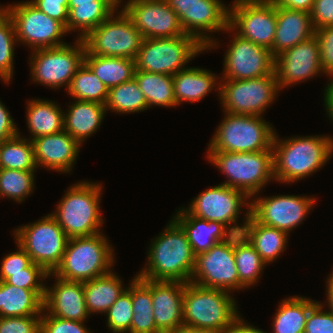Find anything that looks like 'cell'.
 I'll use <instances>...</instances> for the list:
<instances>
[{"label": "cell", "instance_id": "obj_26", "mask_svg": "<svg viewBox=\"0 0 333 333\" xmlns=\"http://www.w3.org/2000/svg\"><path fill=\"white\" fill-rule=\"evenodd\" d=\"M172 216L185 230L194 254L208 251L216 243L229 239L233 233L222 223L207 221L191 215L180 207Z\"/></svg>", "mask_w": 333, "mask_h": 333}, {"label": "cell", "instance_id": "obj_25", "mask_svg": "<svg viewBox=\"0 0 333 333\" xmlns=\"http://www.w3.org/2000/svg\"><path fill=\"white\" fill-rule=\"evenodd\" d=\"M277 24L273 47V57L315 35L310 13L276 6Z\"/></svg>", "mask_w": 333, "mask_h": 333}, {"label": "cell", "instance_id": "obj_11", "mask_svg": "<svg viewBox=\"0 0 333 333\" xmlns=\"http://www.w3.org/2000/svg\"><path fill=\"white\" fill-rule=\"evenodd\" d=\"M75 41L74 46L66 43L31 50L29 63L32 81L55 90L66 86L67 90L77 69L84 63V42L79 38Z\"/></svg>", "mask_w": 333, "mask_h": 333}, {"label": "cell", "instance_id": "obj_19", "mask_svg": "<svg viewBox=\"0 0 333 333\" xmlns=\"http://www.w3.org/2000/svg\"><path fill=\"white\" fill-rule=\"evenodd\" d=\"M233 35L225 52L221 80H248L274 73V57L269 49Z\"/></svg>", "mask_w": 333, "mask_h": 333}, {"label": "cell", "instance_id": "obj_7", "mask_svg": "<svg viewBox=\"0 0 333 333\" xmlns=\"http://www.w3.org/2000/svg\"><path fill=\"white\" fill-rule=\"evenodd\" d=\"M224 114L207 151L243 153L273 150L275 128L263 116Z\"/></svg>", "mask_w": 333, "mask_h": 333}, {"label": "cell", "instance_id": "obj_57", "mask_svg": "<svg viewBox=\"0 0 333 333\" xmlns=\"http://www.w3.org/2000/svg\"><path fill=\"white\" fill-rule=\"evenodd\" d=\"M324 105H325V110L331 120L330 122L333 121V80L327 84V86L324 88Z\"/></svg>", "mask_w": 333, "mask_h": 333}, {"label": "cell", "instance_id": "obj_51", "mask_svg": "<svg viewBox=\"0 0 333 333\" xmlns=\"http://www.w3.org/2000/svg\"><path fill=\"white\" fill-rule=\"evenodd\" d=\"M30 2L43 13L61 22L66 27L69 0H30Z\"/></svg>", "mask_w": 333, "mask_h": 333}, {"label": "cell", "instance_id": "obj_31", "mask_svg": "<svg viewBox=\"0 0 333 333\" xmlns=\"http://www.w3.org/2000/svg\"><path fill=\"white\" fill-rule=\"evenodd\" d=\"M27 127L32 137L51 135L64 130V112L54 101L35 99L27 104Z\"/></svg>", "mask_w": 333, "mask_h": 333}, {"label": "cell", "instance_id": "obj_32", "mask_svg": "<svg viewBox=\"0 0 333 333\" xmlns=\"http://www.w3.org/2000/svg\"><path fill=\"white\" fill-rule=\"evenodd\" d=\"M116 274L111 270L105 275L84 282L85 302L89 314H105L126 289L120 276Z\"/></svg>", "mask_w": 333, "mask_h": 333}, {"label": "cell", "instance_id": "obj_50", "mask_svg": "<svg viewBox=\"0 0 333 333\" xmlns=\"http://www.w3.org/2000/svg\"><path fill=\"white\" fill-rule=\"evenodd\" d=\"M17 251L5 255L2 259L0 273L24 272L33 262L26 251L16 242Z\"/></svg>", "mask_w": 333, "mask_h": 333}, {"label": "cell", "instance_id": "obj_27", "mask_svg": "<svg viewBox=\"0 0 333 333\" xmlns=\"http://www.w3.org/2000/svg\"><path fill=\"white\" fill-rule=\"evenodd\" d=\"M72 104V105H71ZM64 112V130L80 145L101 126L106 106L98 102L76 100Z\"/></svg>", "mask_w": 333, "mask_h": 333}, {"label": "cell", "instance_id": "obj_37", "mask_svg": "<svg viewBox=\"0 0 333 333\" xmlns=\"http://www.w3.org/2000/svg\"><path fill=\"white\" fill-rule=\"evenodd\" d=\"M234 255L239 277V290L257 283L267 265L242 234H234Z\"/></svg>", "mask_w": 333, "mask_h": 333}, {"label": "cell", "instance_id": "obj_18", "mask_svg": "<svg viewBox=\"0 0 333 333\" xmlns=\"http://www.w3.org/2000/svg\"><path fill=\"white\" fill-rule=\"evenodd\" d=\"M316 199L305 195L259 196L251 201L250 215L261 224L289 234L305 220Z\"/></svg>", "mask_w": 333, "mask_h": 333}, {"label": "cell", "instance_id": "obj_16", "mask_svg": "<svg viewBox=\"0 0 333 333\" xmlns=\"http://www.w3.org/2000/svg\"><path fill=\"white\" fill-rule=\"evenodd\" d=\"M229 5V27L225 32L234 31L240 37L271 50L277 24L274 3L234 0Z\"/></svg>", "mask_w": 333, "mask_h": 333}, {"label": "cell", "instance_id": "obj_61", "mask_svg": "<svg viewBox=\"0 0 333 333\" xmlns=\"http://www.w3.org/2000/svg\"><path fill=\"white\" fill-rule=\"evenodd\" d=\"M110 2H112L117 8H119L120 3L123 2L122 0H109Z\"/></svg>", "mask_w": 333, "mask_h": 333}, {"label": "cell", "instance_id": "obj_54", "mask_svg": "<svg viewBox=\"0 0 333 333\" xmlns=\"http://www.w3.org/2000/svg\"><path fill=\"white\" fill-rule=\"evenodd\" d=\"M10 115L7 107L0 100V143L19 134L17 125Z\"/></svg>", "mask_w": 333, "mask_h": 333}, {"label": "cell", "instance_id": "obj_12", "mask_svg": "<svg viewBox=\"0 0 333 333\" xmlns=\"http://www.w3.org/2000/svg\"><path fill=\"white\" fill-rule=\"evenodd\" d=\"M165 2L177 14L185 34L195 37L206 51L218 46V42L215 38H211L209 32H212L211 34L216 31L224 32L229 27V8L221 0H165Z\"/></svg>", "mask_w": 333, "mask_h": 333}, {"label": "cell", "instance_id": "obj_36", "mask_svg": "<svg viewBox=\"0 0 333 333\" xmlns=\"http://www.w3.org/2000/svg\"><path fill=\"white\" fill-rule=\"evenodd\" d=\"M136 79L149 109L152 106L176 107L173 76L135 70Z\"/></svg>", "mask_w": 333, "mask_h": 333}, {"label": "cell", "instance_id": "obj_14", "mask_svg": "<svg viewBox=\"0 0 333 333\" xmlns=\"http://www.w3.org/2000/svg\"><path fill=\"white\" fill-rule=\"evenodd\" d=\"M193 199L189 207L185 208L191 215L207 221L220 222L233 234L242 233L250 216L251 206V202L247 201L250 198L244 192L221 183L204 190ZM242 206L248 209L244 213L246 218L243 225H238Z\"/></svg>", "mask_w": 333, "mask_h": 333}, {"label": "cell", "instance_id": "obj_46", "mask_svg": "<svg viewBox=\"0 0 333 333\" xmlns=\"http://www.w3.org/2000/svg\"><path fill=\"white\" fill-rule=\"evenodd\" d=\"M41 315L0 317V333H40Z\"/></svg>", "mask_w": 333, "mask_h": 333}, {"label": "cell", "instance_id": "obj_43", "mask_svg": "<svg viewBox=\"0 0 333 333\" xmlns=\"http://www.w3.org/2000/svg\"><path fill=\"white\" fill-rule=\"evenodd\" d=\"M113 305L107 310V325L112 333H128L132 323V280Z\"/></svg>", "mask_w": 333, "mask_h": 333}, {"label": "cell", "instance_id": "obj_35", "mask_svg": "<svg viewBox=\"0 0 333 333\" xmlns=\"http://www.w3.org/2000/svg\"><path fill=\"white\" fill-rule=\"evenodd\" d=\"M118 8L110 1H94V4L68 7V33L78 31L77 37L83 39L90 31L103 23Z\"/></svg>", "mask_w": 333, "mask_h": 333}, {"label": "cell", "instance_id": "obj_59", "mask_svg": "<svg viewBox=\"0 0 333 333\" xmlns=\"http://www.w3.org/2000/svg\"><path fill=\"white\" fill-rule=\"evenodd\" d=\"M173 333H217V332L193 328V327L183 325Z\"/></svg>", "mask_w": 333, "mask_h": 333}, {"label": "cell", "instance_id": "obj_48", "mask_svg": "<svg viewBox=\"0 0 333 333\" xmlns=\"http://www.w3.org/2000/svg\"><path fill=\"white\" fill-rule=\"evenodd\" d=\"M319 43L321 68L333 80V25L315 30Z\"/></svg>", "mask_w": 333, "mask_h": 333}, {"label": "cell", "instance_id": "obj_63", "mask_svg": "<svg viewBox=\"0 0 333 333\" xmlns=\"http://www.w3.org/2000/svg\"><path fill=\"white\" fill-rule=\"evenodd\" d=\"M237 1H272V0H237Z\"/></svg>", "mask_w": 333, "mask_h": 333}, {"label": "cell", "instance_id": "obj_23", "mask_svg": "<svg viewBox=\"0 0 333 333\" xmlns=\"http://www.w3.org/2000/svg\"><path fill=\"white\" fill-rule=\"evenodd\" d=\"M55 284L46 286L43 310L51 316L85 322L90 315L85 302L84 282L63 280L52 273Z\"/></svg>", "mask_w": 333, "mask_h": 333}, {"label": "cell", "instance_id": "obj_6", "mask_svg": "<svg viewBox=\"0 0 333 333\" xmlns=\"http://www.w3.org/2000/svg\"><path fill=\"white\" fill-rule=\"evenodd\" d=\"M236 303L230 292L188 282L183 294V325L223 333L240 315Z\"/></svg>", "mask_w": 333, "mask_h": 333}, {"label": "cell", "instance_id": "obj_24", "mask_svg": "<svg viewBox=\"0 0 333 333\" xmlns=\"http://www.w3.org/2000/svg\"><path fill=\"white\" fill-rule=\"evenodd\" d=\"M34 159L39 166L58 173H71L81 145L65 130L32 140Z\"/></svg>", "mask_w": 333, "mask_h": 333}, {"label": "cell", "instance_id": "obj_1", "mask_svg": "<svg viewBox=\"0 0 333 333\" xmlns=\"http://www.w3.org/2000/svg\"><path fill=\"white\" fill-rule=\"evenodd\" d=\"M147 251V263L138 278L190 282L196 255L182 226L173 218Z\"/></svg>", "mask_w": 333, "mask_h": 333}, {"label": "cell", "instance_id": "obj_10", "mask_svg": "<svg viewBox=\"0 0 333 333\" xmlns=\"http://www.w3.org/2000/svg\"><path fill=\"white\" fill-rule=\"evenodd\" d=\"M41 218L14 229L13 235L34 264L52 273L61 262L69 237L51 214Z\"/></svg>", "mask_w": 333, "mask_h": 333}, {"label": "cell", "instance_id": "obj_29", "mask_svg": "<svg viewBox=\"0 0 333 333\" xmlns=\"http://www.w3.org/2000/svg\"><path fill=\"white\" fill-rule=\"evenodd\" d=\"M241 234L267 265L274 262L285 251L289 237L288 233L282 230L257 222L251 215Z\"/></svg>", "mask_w": 333, "mask_h": 333}, {"label": "cell", "instance_id": "obj_4", "mask_svg": "<svg viewBox=\"0 0 333 333\" xmlns=\"http://www.w3.org/2000/svg\"><path fill=\"white\" fill-rule=\"evenodd\" d=\"M114 256V250L103 232L72 237L52 274L67 281L86 282L109 273L116 262Z\"/></svg>", "mask_w": 333, "mask_h": 333}, {"label": "cell", "instance_id": "obj_17", "mask_svg": "<svg viewBox=\"0 0 333 333\" xmlns=\"http://www.w3.org/2000/svg\"><path fill=\"white\" fill-rule=\"evenodd\" d=\"M190 282L200 287L227 292L239 290V277L234 255V234L196 256ZM232 290V291H231Z\"/></svg>", "mask_w": 333, "mask_h": 333}, {"label": "cell", "instance_id": "obj_34", "mask_svg": "<svg viewBox=\"0 0 333 333\" xmlns=\"http://www.w3.org/2000/svg\"><path fill=\"white\" fill-rule=\"evenodd\" d=\"M84 63L108 89L134 78L135 62L122 57L84 54Z\"/></svg>", "mask_w": 333, "mask_h": 333}, {"label": "cell", "instance_id": "obj_2", "mask_svg": "<svg viewBox=\"0 0 333 333\" xmlns=\"http://www.w3.org/2000/svg\"><path fill=\"white\" fill-rule=\"evenodd\" d=\"M272 149L275 180L288 184L307 178L325 166L333 154V137L315 135L280 139L275 133Z\"/></svg>", "mask_w": 333, "mask_h": 333}, {"label": "cell", "instance_id": "obj_20", "mask_svg": "<svg viewBox=\"0 0 333 333\" xmlns=\"http://www.w3.org/2000/svg\"><path fill=\"white\" fill-rule=\"evenodd\" d=\"M126 2L121 9L141 32L144 39L185 35L177 14L165 0H128Z\"/></svg>", "mask_w": 333, "mask_h": 333}, {"label": "cell", "instance_id": "obj_38", "mask_svg": "<svg viewBox=\"0 0 333 333\" xmlns=\"http://www.w3.org/2000/svg\"><path fill=\"white\" fill-rule=\"evenodd\" d=\"M0 168L36 171L34 147L30 139L18 135L1 143Z\"/></svg>", "mask_w": 333, "mask_h": 333}, {"label": "cell", "instance_id": "obj_45", "mask_svg": "<svg viewBox=\"0 0 333 333\" xmlns=\"http://www.w3.org/2000/svg\"><path fill=\"white\" fill-rule=\"evenodd\" d=\"M40 333H92L84 322L51 316L44 310L40 320Z\"/></svg>", "mask_w": 333, "mask_h": 333}, {"label": "cell", "instance_id": "obj_55", "mask_svg": "<svg viewBox=\"0 0 333 333\" xmlns=\"http://www.w3.org/2000/svg\"><path fill=\"white\" fill-rule=\"evenodd\" d=\"M315 0H272L275 6L305 11L310 13Z\"/></svg>", "mask_w": 333, "mask_h": 333}, {"label": "cell", "instance_id": "obj_21", "mask_svg": "<svg viewBox=\"0 0 333 333\" xmlns=\"http://www.w3.org/2000/svg\"><path fill=\"white\" fill-rule=\"evenodd\" d=\"M274 73L280 90L323 74L316 36L274 57Z\"/></svg>", "mask_w": 333, "mask_h": 333}, {"label": "cell", "instance_id": "obj_8", "mask_svg": "<svg viewBox=\"0 0 333 333\" xmlns=\"http://www.w3.org/2000/svg\"><path fill=\"white\" fill-rule=\"evenodd\" d=\"M206 48L192 35L145 38L134 58L136 70L174 76Z\"/></svg>", "mask_w": 333, "mask_h": 333}, {"label": "cell", "instance_id": "obj_28", "mask_svg": "<svg viewBox=\"0 0 333 333\" xmlns=\"http://www.w3.org/2000/svg\"><path fill=\"white\" fill-rule=\"evenodd\" d=\"M215 75L210 70L199 67H188L177 72L173 76L176 105L178 106L184 101L190 103L200 101L215 89V86L220 91L218 76Z\"/></svg>", "mask_w": 333, "mask_h": 333}, {"label": "cell", "instance_id": "obj_42", "mask_svg": "<svg viewBox=\"0 0 333 333\" xmlns=\"http://www.w3.org/2000/svg\"><path fill=\"white\" fill-rule=\"evenodd\" d=\"M18 41L13 20L4 12L0 16V80L9 84L14 71V45Z\"/></svg>", "mask_w": 333, "mask_h": 333}, {"label": "cell", "instance_id": "obj_33", "mask_svg": "<svg viewBox=\"0 0 333 333\" xmlns=\"http://www.w3.org/2000/svg\"><path fill=\"white\" fill-rule=\"evenodd\" d=\"M318 302L298 295L284 298L275 312L272 333H304L308 314Z\"/></svg>", "mask_w": 333, "mask_h": 333}, {"label": "cell", "instance_id": "obj_30", "mask_svg": "<svg viewBox=\"0 0 333 333\" xmlns=\"http://www.w3.org/2000/svg\"><path fill=\"white\" fill-rule=\"evenodd\" d=\"M45 292L0 281V317L42 315Z\"/></svg>", "mask_w": 333, "mask_h": 333}, {"label": "cell", "instance_id": "obj_41", "mask_svg": "<svg viewBox=\"0 0 333 333\" xmlns=\"http://www.w3.org/2000/svg\"><path fill=\"white\" fill-rule=\"evenodd\" d=\"M35 172L0 168V197L22 203L33 192Z\"/></svg>", "mask_w": 333, "mask_h": 333}, {"label": "cell", "instance_id": "obj_49", "mask_svg": "<svg viewBox=\"0 0 333 333\" xmlns=\"http://www.w3.org/2000/svg\"><path fill=\"white\" fill-rule=\"evenodd\" d=\"M132 312L153 313L151 290L136 275L132 279Z\"/></svg>", "mask_w": 333, "mask_h": 333}, {"label": "cell", "instance_id": "obj_58", "mask_svg": "<svg viewBox=\"0 0 333 333\" xmlns=\"http://www.w3.org/2000/svg\"><path fill=\"white\" fill-rule=\"evenodd\" d=\"M326 284V305H328L329 310L333 312V271L327 278Z\"/></svg>", "mask_w": 333, "mask_h": 333}, {"label": "cell", "instance_id": "obj_62", "mask_svg": "<svg viewBox=\"0 0 333 333\" xmlns=\"http://www.w3.org/2000/svg\"><path fill=\"white\" fill-rule=\"evenodd\" d=\"M5 12V6H0V16Z\"/></svg>", "mask_w": 333, "mask_h": 333}, {"label": "cell", "instance_id": "obj_22", "mask_svg": "<svg viewBox=\"0 0 333 333\" xmlns=\"http://www.w3.org/2000/svg\"><path fill=\"white\" fill-rule=\"evenodd\" d=\"M150 290L155 325L161 333H173L183 326V294L181 281L139 278Z\"/></svg>", "mask_w": 333, "mask_h": 333}, {"label": "cell", "instance_id": "obj_3", "mask_svg": "<svg viewBox=\"0 0 333 333\" xmlns=\"http://www.w3.org/2000/svg\"><path fill=\"white\" fill-rule=\"evenodd\" d=\"M72 185L50 214L69 238L102 232L104 222L99 204L103 186L83 180Z\"/></svg>", "mask_w": 333, "mask_h": 333}, {"label": "cell", "instance_id": "obj_13", "mask_svg": "<svg viewBox=\"0 0 333 333\" xmlns=\"http://www.w3.org/2000/svg\"><path fill=\"white\" fill-rule=\"evenodd\" d=\"M219 81L220 104L223 112L231 114L262 116L280 91L275 73L248 80Z\"/></svg>", "mask_w": 333, "mask_h": 333}, {"label": "cell", "instance_id": "obj_56", "mask_svg": "<svg viewBox=\"0 0 333 333\" xmlns=\"http://www.w3.org/2000/svg\"><path fill=\"white\" fill-rule=\"evenodd\" d=\"M223 333H267L256 326L249 325L240 315Z\"/></svg>", "mask_w": 333, "mask_h": 333}, {"label": "cell", "instance_id": "obj_39", "mask_svg": "<svg viewBox=\"0 0 333 333\" xmlns=\"http://www.w3.org/2000/svg\"><path fill=\"white\" fill-rule=\"evenodd\" d=\"M66 91L74 100L98 102L104 105L109 95V89L85 63L77 69Z\"/></svg>", "mask_w": 333, "mask_h": 333}, {"label": "cell", "instance_id": "obj_15", "mask_svg": "<svg viewBox=\"0 0 333 333\" xmlns=\"http://www.w3.org/2000/svg\"><path fill=\"white\" fill-rule=\"evenodd\" d=\"M5 12L13 20L18 43H23L32 50L66 44L61 39L68 33L66 27L43 13L29 0L5 6Z\"/></svg>", "mask_w": 333, "mask_h": 333}, {"label": "cell", "instance_id": "obj_52", "mask_svg": "<svg viewBox=\"0 0 333 333\" xmlns=\"http://www.w3.org/2000/svg\"><path fill=\"white\" fill-rule=\"evenodd\" d=\"M310 15L315 30L333 25V0H315Z\"/></svg>", "mask_w": 333, "mask_h": 333}, {"label": "cell", "instance_id": "obj_47", "mask_svg": "<svg viewBox=\"0 0 333 333\" xmlns=\"http://www.w3.org/2000/svg\"><path fill=\"white\" fill-rule=\"evenodd\" d=\"M318 302L309 312L304 333H333V312Z\"/></svg>", "mask_w": 333, "mask_h": 333}, {"label": "cell", "instance_id": "obj_53", "mask_svg": "<svg viewBox=\"0 0 333 333\" xmlns=\"http://www.w3.org/2000/svg\"><path fill=\"white\" fill-rule=\"evenodd\" d=\"M129 333H161L156 325L153 313H133Z\"/></svg>", "mask_w": 333, "mask_h": 333}, {"label": "cell", "instance_id": "obj_44", "mask_svg": "<svg viewBox=\"0 0 333 333\" xmlns=\"http://www.w3.org/2000/svg\"><path fill=\"white\" fill-rule=\"evenodd\" d=\"M48 272L40 265L32 263L24 272L0 273V281H6L8 284L30 289L33 292H45V282L48 279Z\"/></svg>", "mask_w": 333, "mask_h": 333}, {"label": "cell", "instance_id": "obj_60", "mask_svg": "<svg viewBox=\"0 0 333 333\" xmlns=\"http://www.w3.org/2000/svg\"><path fill=\"white\" fill-rule=\"evenodd\" d=\"M94 1H109V0H69L68 7H77L78 5L94 4Z\"/></svg>", "mask_w": 333, "mask_h": 333}, {"label": "cell", "instance_id": "obj_40", "mask_svg": "<svg viewBox=\"0 0 333 333\" xmlns=\"http://www.w3.org/2000/svg\"><path fill=\"white\" fill-rule=\"evenodd\" d=\"M106 110L119 113L146 111L149 107L135 78L109 89Z\"/></svg>", "mask_w": 333, "mask_h": 333}, {"label": "cell", "instance_id": "obj_9", "mask_svg": "<svg viewBox=\"0 0 333 333\" xmlns=\"http://www.w3.org/2000/svg\"><path fill=\"white\" fill-rule=\"evenodd\" d=\"M117 14L114 11L82 39L85 54L134 60L144 38L122 9Z\"/></svg>", "mask_w": 333, "mask_h": 333}, {"label": "cell", "instance_id": "obj_5", "mask_svg": "<svg viewBox=\"0 0 333 333\" xmlns=\"http://www.w3.org/2000/svg\"><path fill=\"white\" fill-rule=\"evenodd\" d=\"M207 159L227 180L222 183L244 192L250 201L274 180L273 150L260 152L208 151Z\"/></svg>", "mask_w": 333, "mask_h": 333}]
</instances>
